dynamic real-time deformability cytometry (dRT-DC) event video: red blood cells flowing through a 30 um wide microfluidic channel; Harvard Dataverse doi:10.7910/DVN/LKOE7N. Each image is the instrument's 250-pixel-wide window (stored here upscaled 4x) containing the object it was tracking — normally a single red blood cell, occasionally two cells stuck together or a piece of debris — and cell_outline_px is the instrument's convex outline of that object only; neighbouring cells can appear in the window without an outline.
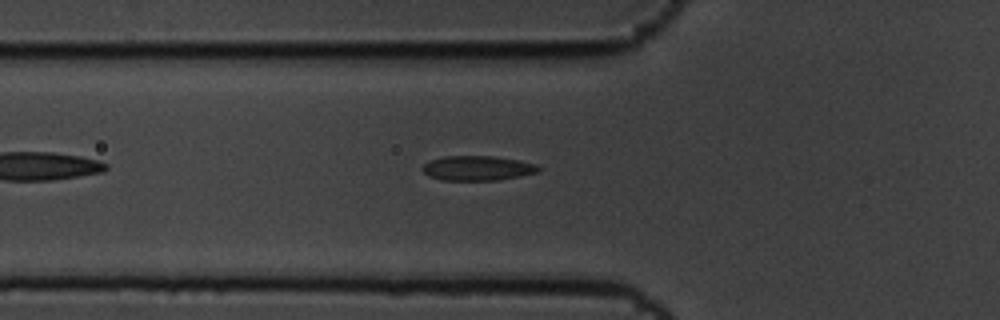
{"species": "common noctule bat (a hibernating species)", "species_latin": "Nyctalus noctula", "temperature_condition": "cold", "stored_images_in_passage": 39, "camera_frame_rate_fps": 3000, "um_per_image_px": 0.085, "animal": {"sex": "male", "body_mass_g": 19.5, "forearm_length_mm": 54.6}, "frame": {"image": 1, "passage_image": 8, "time_ms": 2.333, "image_size_px": [1000, 320], "cell_outline_px": [[540, 168], [536, 172], [520, 176], [500, 180], [440, 180], [428, 176], [420, 168], [424, 164], [432, 160], [444, 156], [492, 156], [516, 160], [536, 164]], "centroid_in_image_um": [40.54, 14.3], "position_along_channel_um": 85.3, "area_um2": 16.59}}
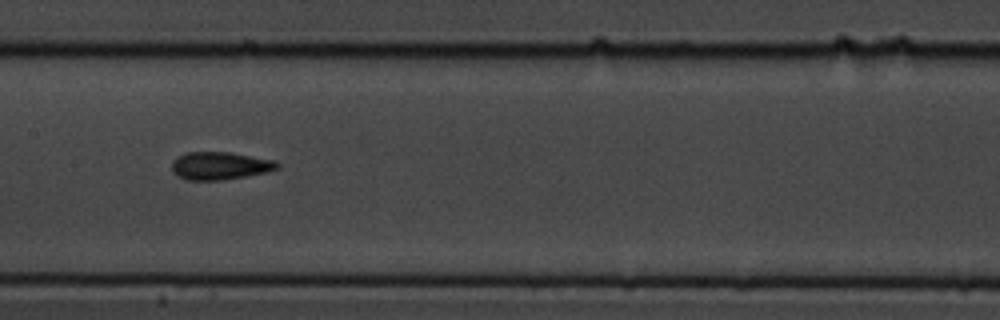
{"frame": {"image": 2, "passage_image": 17, "time_ms": 5.333, "image_size_px": [1000, 320], "cell_outline_px": [[280, 168], [268, 172], [220, 180], [188, 180], [172, 172], [172, 160], [176, 156], [184, 152], [228, 152], [276, 160], [280, 164]], "centroid_in_image_um": [18.7, 14.08], "position_along_channel_um": 188.7, "area_um2": 17.17}}
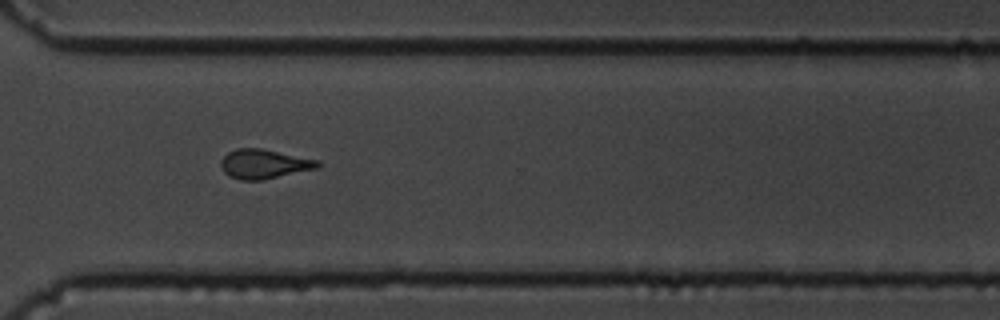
{"frame": {"image": 3, "passage_image": 31, "time_ms": 10.0, "image_size_px": [1000, 320], "cell_outline_px": [[320, 168], [264, 180], [240, 180], [228, 176], [224, 172], [220, 164], [220, 160], [228, 152], [236, 148], [260, 148], [320, 160]], "centroid_in_image_um": [22.46, 13.95], "position_along_channel_um": 348.1, "area_um2": 16.82}, "authors_computed_cell_mechanics": {"area_um2": 16.6464, "velocity_mm_per_s": 3.4272, "shape_relaxation_time_tau1_ms": 7.5795, "shape_relaxation_time_tau2_ms": 2.415, "deformation_change_tau1": 0.1564, "deformation_change_tau2": 0.1028}}